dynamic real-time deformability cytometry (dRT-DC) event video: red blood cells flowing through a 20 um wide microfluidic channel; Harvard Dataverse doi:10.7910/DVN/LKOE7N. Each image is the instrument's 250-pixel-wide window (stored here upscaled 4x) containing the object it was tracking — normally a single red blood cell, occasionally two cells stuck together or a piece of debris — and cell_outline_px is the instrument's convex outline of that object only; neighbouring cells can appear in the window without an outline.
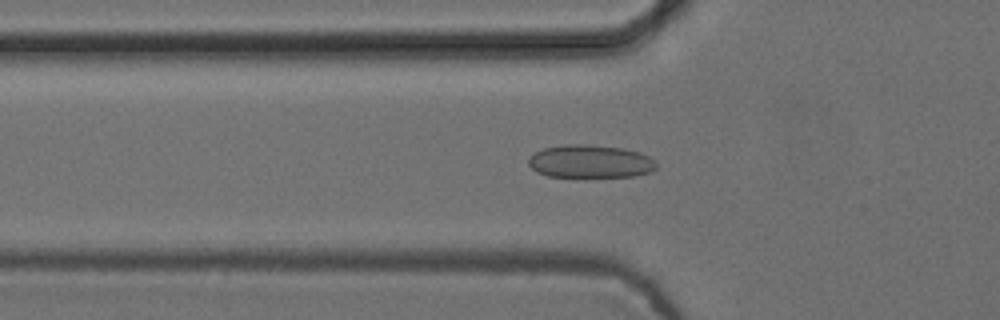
{"species": "common noctule bat (a hibernating species)", "species_latin": "Nyctalus noctula", "temperature_condition": "cold", "stored_images_in_passage": 54, "camera_frame_rate_fps": 3000, "um_per_image_px": 0.085, "animal": {"sex": "female", "body_mass_g": 24.6, "forearm_length_mm": 56.2}, "frame": {"image": 1, "passage_image": 18, "time_ms": 5.667, "image_size_px": [1000, 320], "cell_outline_px": [[656, 168], [652, 172], [636, 176], [548, 176], [536, 172], [528, 164], [528, 160], [536, 152], [544, 148], [564, 144], [584, 144], [624, 148], [640, 152], [648, 156], [656, 164]], "centroid_in_image_um": [50.18, 13.71], "position_along_channel_um": 75.6, "area_um2": 24.45}}
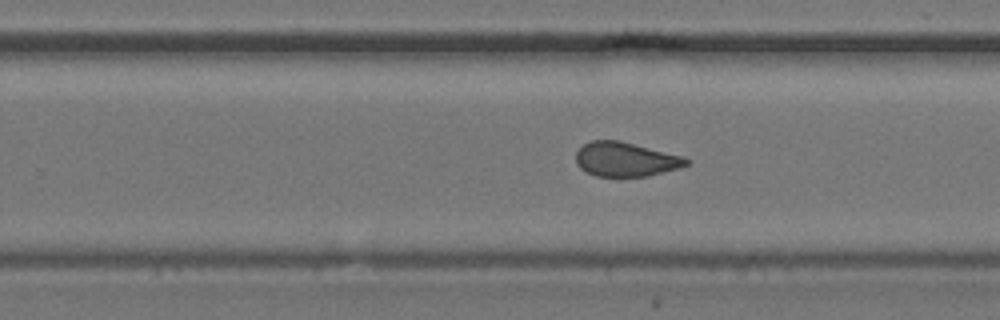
{"frame": {"image": 2, "passage_image": 34, "time_ms": 11.0, "image_size_px": [1000, 320], "cell_outline_px": [[692, 160], [688, 164], [680, 168], [648, 176], [596, 176], [580, 168], [576, 164], [576, 152], [584, 144], [592, 140], [620, 140], [684, 156]], "centroid_in_image_um": [53.21, 13.54], "position_along_channel_um": 276.6, "area_um2": 22.2}}
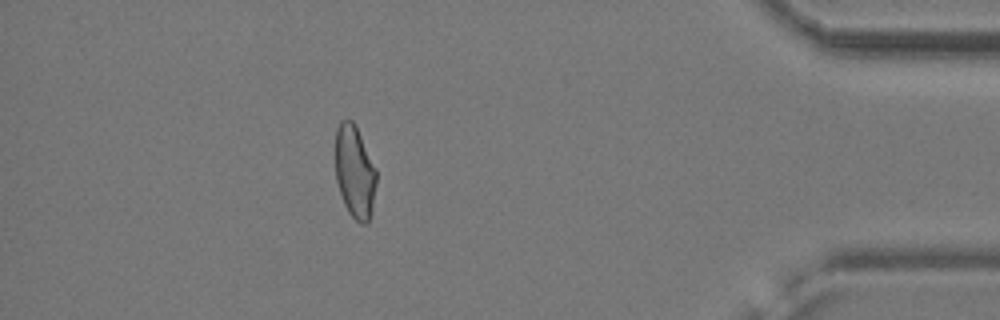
{"frame": {"image": 3, "passage_image": 48, "time_ms": 15.667, "image_size_px": [1000, 320], "cell_outline_px": [[376, 184], [372, 212], [368, 220], [364, 224], [360, 224], [348, 212], [344, 204], [336, 180], [336, 128], [340, 120], [352, 120], [376, 168]], "centroid_in_image_um": [30.15, 14.63], "position_along_channel_um": 405.0, "area_um2": 21.91}, "authors_computed_cell_mechanics": {"area_um2": 23.2934, "velocity_mm_per_s": 3.7507, "shape_relaxation_time_tau1_ms": null, "shape_relaxation_time_tau2_ms": 1.6016, "deformation_change_tau1": null, "deformation_change_tau2": 0.0563}}